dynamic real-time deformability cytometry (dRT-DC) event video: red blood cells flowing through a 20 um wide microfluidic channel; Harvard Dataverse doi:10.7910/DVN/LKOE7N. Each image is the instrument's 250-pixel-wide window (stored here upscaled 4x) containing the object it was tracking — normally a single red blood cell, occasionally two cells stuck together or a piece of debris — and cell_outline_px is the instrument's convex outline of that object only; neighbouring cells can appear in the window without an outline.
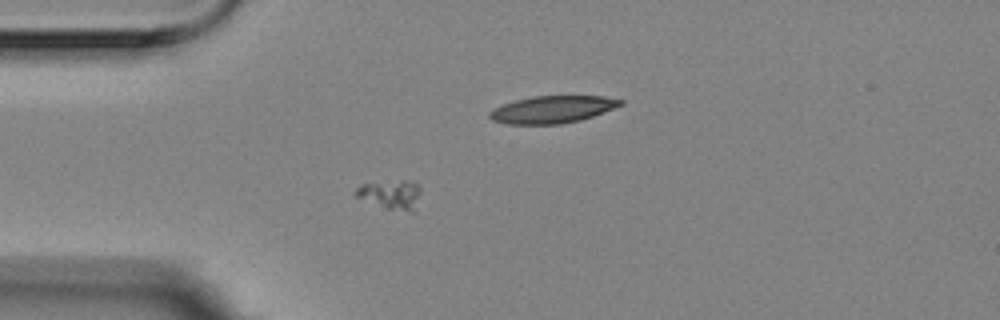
{"species": "Egyptian fruit bat (a non-hibernating species)", "species_latin": "Rousettus aegyptiacus", "temperature_condition": "room temperature", "stored_images_in_passage": 6, "segment_of_instrument_passage": [1, 2], "camera_frame_rate_fps": 3000, "um_per_image_px": 0.085, "animal": {"sex": "female"}, "frame": {"image": 1, "passage_image": 5, "time_ms": 1.333, "image_size_px": [1000, 320], "cell_outline_px": [[420, 192], [416, 212], [412, 212], [388, 208], [356, 196], [352, 192], [356, 188], [364, 184], [404, 180], [408, 180], [420, 184]], "centroid_in_image_um": [33.29, 16.53], "position_along_channel_um": 51.7, "area_um2": 10.87}}